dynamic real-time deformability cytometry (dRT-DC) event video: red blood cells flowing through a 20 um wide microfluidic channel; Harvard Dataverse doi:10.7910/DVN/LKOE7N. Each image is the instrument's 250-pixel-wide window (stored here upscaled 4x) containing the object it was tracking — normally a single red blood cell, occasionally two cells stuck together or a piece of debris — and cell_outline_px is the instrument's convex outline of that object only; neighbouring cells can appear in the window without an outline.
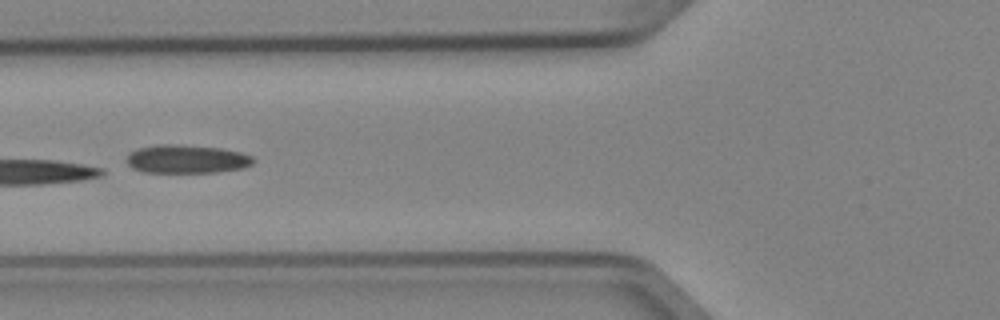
{"species": "Egyptian fruit bat (a non-hibernating species)", "species_latin": "Rousettus aegyptiacus", "temperature_condition": "cold", "stored_images_in_passage": 7, "camera_frame_rate_fps": 3000, "um_per_image_px": 0.085, "animal": {"sex": "female"}, "frame": {"image": 1, "passage_image": 6, "time_ms": 1.667, "image_size_px": [1000, 320], "cell_outline_px": [[256, 160], [252, 164], [244, 168], [216, 172], [144, 172], [132, 168], [128, 164], [128, 156], [132, 152], [140, 148], [160, 144], [172, 144], [220, 148], [240, 152], [252, 156]], "centroid_in_image_um": [15.92, 13.53], "position_along_channel_um": 109.9, "area_um2": 20.75}}
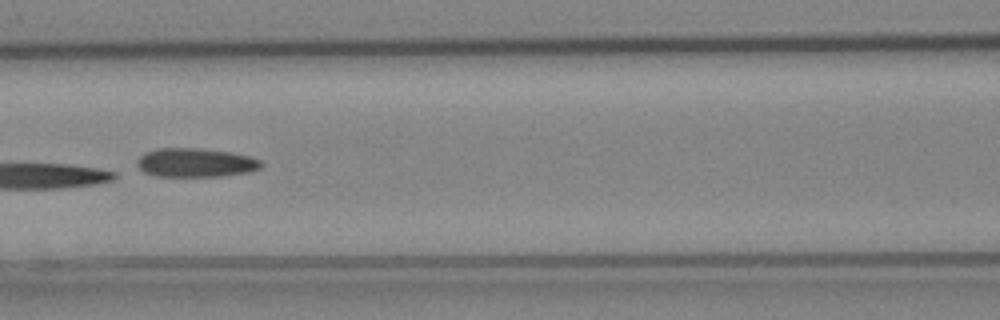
{"frame": {"image": 2, "passage_image": 7, "time_ms": 2.0, "image_size_px": [1000, 320], "cell_outline_px": [[264, 164], [260, 168], [248, 172], [220, 176], [156, 176], [144, 172], [136, 164], [136, 160], [144, 152], [160, 148], [200, 148], [232, 152], [248, 156], [260, 160]], "centroid_in_image_um": [16.61, 13.82], "position_along_channel_um": 150.0, "area_um2": 20.92}}